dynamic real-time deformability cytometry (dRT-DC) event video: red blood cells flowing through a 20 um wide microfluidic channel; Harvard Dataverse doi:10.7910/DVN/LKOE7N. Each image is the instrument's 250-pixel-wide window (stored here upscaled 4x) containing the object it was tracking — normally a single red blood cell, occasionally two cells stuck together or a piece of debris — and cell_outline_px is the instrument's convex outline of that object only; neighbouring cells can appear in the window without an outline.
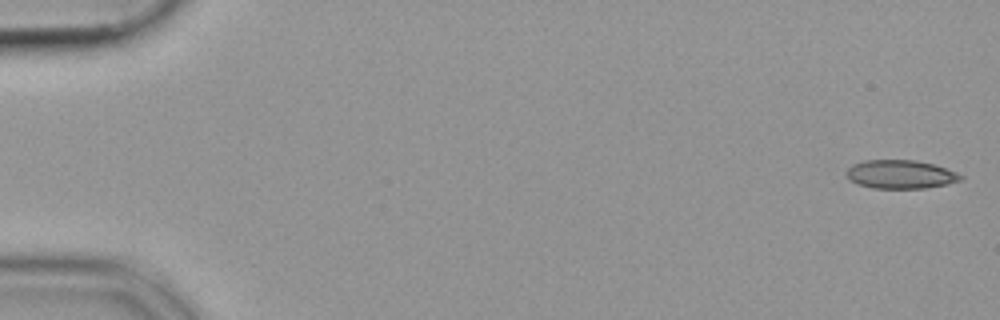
{"species": "common noctule bat (a hibernating species)", "species_latin": "Nyctalus noctula", "temperature_condition": "cold", "stored_images_in_passage": 53, "camera_frame_rate_fps": 3000, "um_per_image_px": 0.085, "animal": {"sex": "female", "body_mass_g": 19.9}, "frame": {"image": 1, "passage_image": 1, "time_ms": 0.0, "image_size_px": [1000, 320], "cell_outline_px": [[964, 176], [960, 180], [948, 184], [924, 188], [872, 188], [860, 184], [852, 180], [844, 172], [852, 164], [864, 160], [916, 160], [932, 164], [956, 172]], "centroid_in_image_um": [76.54, 14.81], "position_along_channel_um": 8.5, "area_um2": 18.84}}
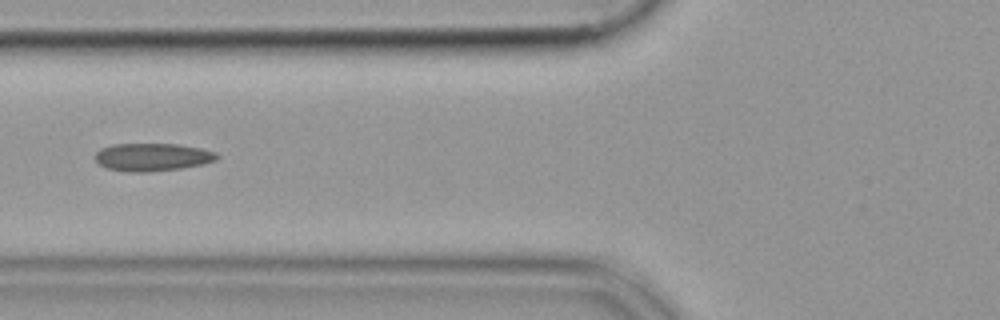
{"frame": {"image": 2, "passage_image": 21, "time_ms": 6.667, "image_size_px": [1000, 320], "cell_outline_px": [[220, 156], [216, 160], [204, 164], [180, 168], [148, 172], [132, 172], [108, 168], [100, 164], [96, 160], [96, 152], [100, 148], [112, 144], [180, 144], [200, 148], [216, 152]], "centroid_in_image_um": [12.98, 13.34], "position_along_channel_um": 112.8, "area_um2": 19.71}}
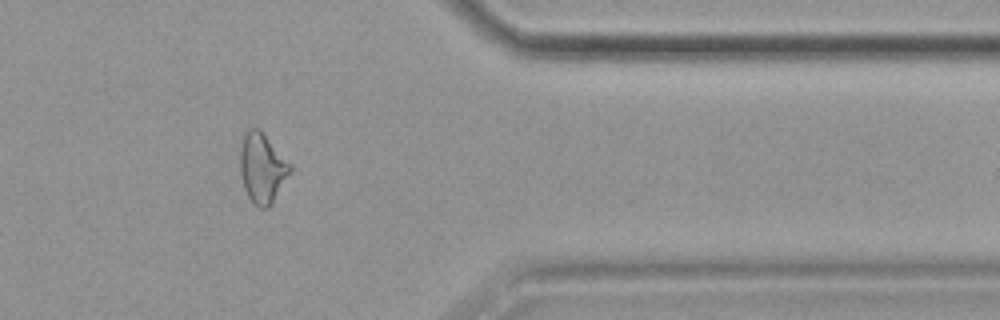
{"frame": {"image": 3, "passage_image": 44, "time_ms": 14.333, "image_size_px": [1000, 320], "cell_outline_px": [[292, 172], [272, 204], [268, 208], [260, 208], [248, 196], [244, 188], [240, 172], [240, 152], [244, 136], [248, 128], [260, 128], [292, 164]], "centroid_in_image_um": [22.33, 14.27], "position_along_channel_um": 389.1, "area_um2": 20.58}}